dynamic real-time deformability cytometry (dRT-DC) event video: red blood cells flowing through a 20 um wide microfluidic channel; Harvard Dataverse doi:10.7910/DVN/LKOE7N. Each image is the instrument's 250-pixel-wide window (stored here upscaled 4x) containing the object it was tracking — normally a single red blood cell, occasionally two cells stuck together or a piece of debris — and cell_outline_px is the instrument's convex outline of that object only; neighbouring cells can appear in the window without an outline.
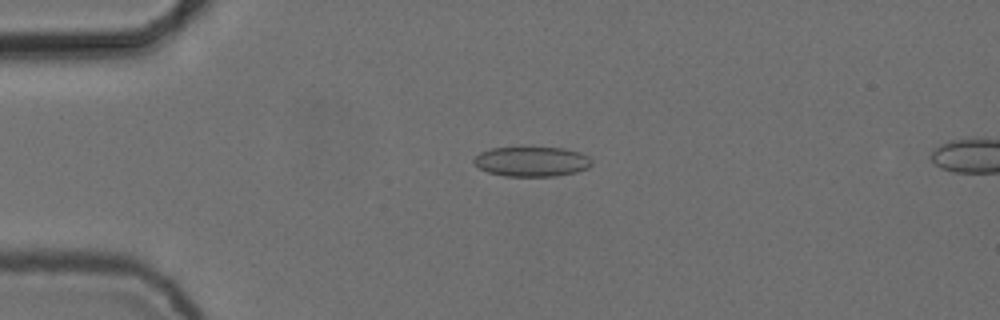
{"species": "common noctule bat (a hibernating species)", "species_latin": "Nyctalus noctula", "temperature_condition": "cold", "stored_images_in_passage": 6, "camera_frame_rate_fps": 3000, "um_per_image_px": 0.085, "animal": {"sex": "female", "body_mass_g": 24.6, "forearm_length_mm": 56.2}, "frame": {"image": 1, "passage_image": 4, "time_ms": 1.0, "image_size_px": [1000, 320], "cell_outline_px": [[592, 164], [588, 168], [576, 172], [556, 176], [504, 176], [488, 172], [480, 168], [472, 160], [480, 152], [492, 148], [564, 148], [580, 152], [588, 156], [592, 160]], "centroid_in_image_um": [45.22, 13.74], "position_along_channel_um": 39.8, "area_um2": 20.4}}